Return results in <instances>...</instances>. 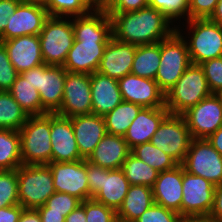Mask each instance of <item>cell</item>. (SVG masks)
<instances>
[{"mask_svg":"<svg viewBox=\"0 0 222 222\" xmlns=\"http://www.w3.org/2000/svg\"><path fill=\"white\" fill-rule=\"evenodd\" d=\"M131 153L157 170L159 173L173 169L178 165V163L171 156L163 152L161 149L155 147L150 142L136 145L131 149Z\"/></svg>","mask_w":222,"mask_h":222,"instance_id":"34","label":"cell"},{"mask_svg":"<svg viewBox=\"0 0 222 222\" xmlns=\"http://www.w3.org/2000/svg\"><path fill=\"white\" fill-rule=\"evenodd\" d=\"M81 200L67 193L55 192L45 202V206L49 208V212L71 213L80 204Z\"/></svg>","mask_w":222,"mask_h":222,"instance_id":"40","label":"cell"},{"mask_svg":"<svg viewBox=\"0 0 222 222\" xmlns=\"http://www.w3.org/2000/svg\"><path fill=\"white\" fill-rule=\"evenodd\" d=\"M212 95L203 68L192 64L165 94V107L170 114L182 115L190 107Z\"/></svg>","mask_w":222,"mask_h":222,"instance_id":"5","label":"cell"},{"mask_svg":"<svg viewBox=\"0 0 222 222\" xmlns=\"http://www.w3.org/2000/svg\"><path fill=\"white\" fill-rule=\"evenodd\" d=\"M212 94L222 91V57L207 60L200 64Z\"/></svg>","mask_w":222,"mask_h":222,"instance_id":"41","label":"cell"},{"mask_svg":"<svg viewBox=\"0 0 222 222\" xmlns=\"http://www.w3.org/2000/svg\"><path fill=\"white\" fill-rule=\"evenodd\" d=\"M21 165L19 131L0 129V170H15Z\"/></svg>","mask_w":222,"mask_h":222,"instance_id":"31","label":"cell"},{"mask_svg":"<svg viewBox=\"0 0 222 222\" xmlns=\"http://www.w3.org/2000/svg\"><path fill=\"white\" fill-rule=\"evenodd\" d=\"M107 14L112 20L113 37L136 46L159 43L176 30L170 20L149 5L134 12Z\"/></svg>","mask_w":222,"mask_h":222,"instance_id":"2","label":"cell"},{"mask_svg":"<svg viewBox=\"0 0 222 222\" xmlns=\"http://www.w3.org/2000/svg\"><path fill=\"white\" fill-rule=\"evenodd\" d=\"M50 138L52 162H74L83 159L79 153L69 117L51 113Z\"/></svg>","mask_w":222,"mask_h":222,"instance_id":"19","label":"cell"},{"mask_svg":"<svg viewBox=\"0 0 222 222\" xmlns=\"http://www.w3.org/2000/svg\"><path fill=\"white\" fill-rule=\"evenodd\" d=\"M153 203L152 187L130 185L124 201L117 211L118 222L136 221Z\"/></svg>","mask_w":222,"mask_h":222,"instance_id":"27","label":"cell"},{"mask_svg":"<svg viewBox=\"0 0 222 222\" xmlns=\"http://www.w3.org/2000/svg\"><path fill=\"white\" fill-rule=\"evenodd\" d=\"M49 17L43 5L21 2L14 14L9 16L0 42L24 35H39Z\"/></svg>","mask_w":222,"mask_h":222,"instance_id":"17","label":"cell"},{"mask_svg":"<svg viewBox=\"0 0 222 222\" xmlns=\"http://www.w3.org/2000/svg\"><path fill=\"white\" fill-rule=\"evenodd\" d=\"M2 43L7 49L10 62L19 74L44 64L39 35H24Z\"/></svg>","mask_w":222,"mask_h":222,"instance_id":"22","label":"cell"},{"mask_svg":"<svg viewBox=\"0 0 222 222\" xmlns=\"http://www.w3.org/2000/svg\"><path fill=\"white\" fill-rule=\"evenodd\" d=\"M20 75L39 91L42 115L59 111L66 80V70L63 66L42 64L23 71Z\"/></svg>","mask_w":222,"mask_h":222,"instance_id":"10","label":"cell"},{"mask_svg":"<svg viewBox=\"0 0 222 222\" xmlns=\"http://www.w3.org/2000/svg\"><path fill=\"white\" fill-rule=\"evenodd\" d=\"M23 209L20 204L0 208V222H18Z\"/></svg>","mask_w":222,"mask_h":222,"instance_id":"47","label":"cell"},{"mask_svg":"<svg viewBox=\"0 0 222 222\" xmlns=\"http://www.w3.org/2000/svg\"><path fill=\"white\" fill-rule=\"evenodd\" d=\"M20 1L23 3H35L44 6L47 0H20Z\"/></svg>","mask_w":222,"mask_h":222,"instance_id":"55","label":"cell"},{"mask_svg":"<svg viewBox=\"0 0 222 222\" xmlns=\"http://www.w3.org/2000/svg\"><path fill=\"white\" fill-rule=\"evenodd\" d=\"M182 181V164H178L173 169L160 172L152 186L154 203L173 210L181 216Z\"/></svg>","mask_w":222,"mask_h":222,"instance_id":"21","label":"cell"},{"mask_svg":"<svg viewBox=\"0 0 222 222\" xmlns=\"http://www.w3.org/2000/svg\"><path fill=\"white\" fill-rule=\"evenodd\" d=\"M134 222H184V219L180 216L179 213L153 203Z\"/></svg>","mask_w":222,"mask_h":222,"instance_id":"39","label":"cell"},{"mask_svg":"<svg viewBox=\"0 0 222 222\" xmlns=\"http://www.w3.org/2000/svg\"><path fill=\"white\" fill-rule=\"evenodd\" d=\"M19 204L24 209H37L55 193L53 177L47 164L24 165L17 168Z\"/></svg>","mask_w":222,"mask_h":222,"instance_id":"7","label":"cell"},{"mask_svg":"<svg viewBox=\"0 0 222 222\" xmlns=\"http://www.w3.org/2000/svg\"><path fill=\"white\" fill-rule=\"evenodd\" d=\"M64 95L57 114L75 117L92 113L91 75L66 71Z\"/></svg>","mask_w":222,"mask_h":222,"instance_id":"15","label":"cell"},{"mask_svg":"<svg viewBox=\"0 0 222 222\" xmlns=\"http://www.w3.org/2000/svg\"><path fill=\"white\" fill-rule=\"evenodd\" d=\"M85 215L87 222H118L114 209L93 198L85 200Z\"/></svg>","mask_w":222,"mask_h":222,"instance_id":"38","label":"cell"},{"mask_svg":"<svg viewBox=\"0 0 222 222\" xmlns=\"http://www.w3.org/2000/svg\"><path fill=\"white\" fill-rule=\"evenodd\" d=\"M185 171L217 186L222 183V155L207 141L193 138L182 163Z\"/></svg>","mask_w":222,"mask_h":222,"instance_id":"13","label":"cell"},{"mask_svg":"<svg viewBox=\"0 0 222 222\" xmlns=\"http://www.w3.org/2000/svg\"><path fill=\"white\" fill-rule=\"evenodd\" d=\"M207 141L222 155V126L210 135Z\"/></svg>","mask_w":222,"mask_h":222,"instance_id":"51","label":"cell"},{"mask_svg":"<svg viewBox=\"0 0 222 222\" xmlns=\"http://www.w3.org/2000/svg\"><path fill=\"white\" fill-rule=\"evenodd\" d=\"M116 0H93L94 9L107 10Z\"/></svg>","mask_w":222,"mask_h":222,"instance_id":"53","label":"cell"},{"mask_svg":"<svg viewBox=\"0 0 222 222\" xmlns=\"http://www.w3.org/2000/svg\"><path fill=\"white\" fill-rule=\"evenodd\" d=\"M74 39L72 18L50 16L39 34L44 64L63 66Z\"/></svg>","mask_w":222,"mask_h":222,"instance_id":"9","label":"cell"},{"mask_svg":"<svg viewBox=\"0 0 222 222\" xmlns=\"http://www.w3.org/2000/svg\"><path fill=\"white\" fill-rule=\"evenodd\" d=\"M136 47L112 37L104 49L97 72L117 80L128 75L131 73Z\"/></svg>","mask_w":222,"mask_h":222,"instance_id":"20","label":"cell"},{"mask_svg":"<svg viewBox=\"0 0 222 222\" xmlns=\"http://www.w3.org/2000/svg\"><path fill=\"white\" fill-rule=\"evenodd\" d=\"M53 185L56 192L67 193L81 201L89 199L86 160L74 162H50Z\"/></svg>","mask_w":222,"mask_h":222,"instance_id":"16","label":"cell"},{"mask_svg":"<svg viewBox=\"0 0 222 222\" xmlns=\"http://www.w3.org/2000/svg\"><path fill=\"white\" fill-rule=\"evenodd\" d=\"M218 95L221 97V99H222V91L220 92V93H218Z\"/></svg>","mask_w":222,"mask_h":222,"instance_id":"56","label":"cell"},{"mask_svg":"<svg viewBox=\"0 0 222 222\" xmlns=\"http://www.w3.org/2000/svg\"><path fill=\"white\" fill-rule=\"evenodd\" d=\"M131 153L124 136L106 134L95 147L87 161L99 167L116 170L121 169L124 161Z\"/></svg>","mask_w":222,"mask_h":222,"instance_id":"24","label":"cell"},{"mask_svg":"<svg viewBox=\"0 0 222 222\" xmlns=\"http://www.w3.org/2000/svg\"><path fill=\"white\" fill-rule=\"evenodd\" d=\"M208 219L222 222V183L215 186L213 207Z\"/></svg>","mask_w":222,"mask_h":222,"instance_id":"46","label":"cell"},{"mask_svg":"<svg viewBox=\"0 0 222 222\" xmlns=\"http://www.w3.org/2000/svg\"><path fill=\"white\" fill-rule=\"evenodd\" d=\"M92 113L105 116L123 99L119 90L118 80L99 72L91 74Z\"/></svg>","mask_w":222,"mask_h":222,"instance_id":"25","label":"cell"},{"mask_svg":"<svg viewBox=\"0 0 222 222\" xmlns=\"http://www.w3.org/2000/svg\"><path fill=\"white\" fill-rule=\"evenodd\" d=\"M50 131L51 113L28 117L19 130L22 164L37 165L52 162Z\"/></svg>","mask_w":222,"mask_h":222,"instance_id":"4","label":"cell"},{"mask_svg":"<svg viewBox=\"0 0 222 222\" xmlns=\"http://www.w3.org/2000/svg\"><path fill=\"white\" fill-rule=\"evenodd\" d=\"M192 139L184 116L169 113L151 137L150 143L182 164Z\"/></svg>","mask_w":222,"mask_h":222,"instance_id":"11","label":"cell"},{"mask_svg":"<svg viewBox=\"0 0 222 222\" xmlns=\"http://www.w3.org/2000/svg\"><path fill=\"white\" fill-rule=\"evenodd\" d=\"M130 185H146L152 187L159 172L147 163L130 153L124 161L122 168Z\"/></svg>","mask_w":222,"mask_h":222,"instance_id":"33","label":"cell"},{"mask_svg":"<svg viewBox=\"0 0 222 222\" xmlns=\"http://www.w3.org/2000/svg\"><path fill=\"white\" fill-rule=\"evenodd\" d=\"M124 101L136 103L145 108L165 107V94L155 80L129 73L118 80Z\"/></svg>","mask_w":222,"mask_h":222,"instance_id":"18","label":"cell"},{"mask_svg":"<svg viewBox=\"0 0 222 222\" xmlns=\"http://www.w3.org/2000/svg\"><path fill=\"white\" fill-rule=\"evenodd\" d=\"M74 42L63 68L67 72L92 74L97 72L104 49L113 37L112 20L106 10H91L72 18Z\"/></svg>","mask_w":222,"mask_h":222,"instance_id":"1","label":"cell"},{"mask_svg":"<svg viewBox=\"0 0 222 222\" xmlns=\"http://www.w3.org/2000/svg\"><path fill=\"white\" fill-rule=\"evenodd\" d=\"M37 211L40 214L41 222H65L67 213L49 212V208L45 205L38 207Z\"/></svg>","mask_w":222,"mask_h":222,"instance_id":"48","label":"cell"},{"mask_svg":"<svg viewBox=\"0 0 222 222\" xmlns=\"http://www.w3.org/2000/svg\"><path fill=\"white\" fill-rule=\"evenodd\" d=\"M184 222H219V221H213L208 218H193V219L184 220Z\"/></svg>","mask_w":222,"mask_h":222,"instance_id":"54","label":"cell"},{"mask_svg":"<svg viewBox=\"0 0 222 222\" xmlns=\"http://www.w3.org/2000/svg\"><path fill=\"white\" fill-rule=\"evenodd\" d=\"M149 6L160 11L176 27L188 20L189 0H149Z\"/></svg>","mask_w":222,"mask_h":222,"instance_id":"36","label":"cell"},{"mask_svg":"<svg viewBox=\"0 0 222 222\" xmlns=\"http://www.w3.org/2000/svg\"><path fill=\"white\" fill-rule=\"evenodd\" d=\"M65 222H87L85 215V201H82L76 209L65 217Z\"/></svg>","mask_w":222,"mask_h":222,"instance_id":"49","label":"cell"},{"mask_svg":"<svg viewBox=\"0 0 222 222\" xmlns=\"http://www.w3.org/2000/svg\"><path fill=\"white\" fill-rule=\"evenodd\" d=\"M28 117L9 91H0V129L19 131Z\"/></svg>","mask_w":222,"mask_h":222,"instance_id":"32","label":"cell"},{"mask_svg":"<svg viewBox=\"0 0 222 222\" xmlns=\"http://www.w3.org/2000/svg\"><path fill=\"white\" fill-rule=\"evenodd\" d=\"M89 199L114 209L121 207L129 189V181L122 169L109 170L86 160Z\"/></svg>","mask_w":222,"mask_h":222,"instance_id":"6","label":"cell"},{"mask_svg":"<svg viewBox=\"0 0 222 222\" xmlns=\"http://www.w3.org/2000/svg\"><path fill=\"white\" fill-rule=\"evenodd\" d=\"M215 185L198 175H192L183 167L181 217L184 220L208 218L214 199Z\"/></svg>","mask_w":222,"mask_h":222,"instance_id":"12","label":"cell"},{"mask_svg":"<svg viewBox=\"0 0 222 222\" xmlns=\"http://www.w3.org/2000/svg\"><path fill=\"white\" fill-rule=\"evenodd\" d=\"M19 73L9 60L7 49L0 42V91H9Z\"/></svg>","mask_w":222,"mask_h":222,"instance_id":"42","label":"cell"},{"mask_svg":"<svg viewBox=\"0 0 222 222\" xmlns=\"http://www.w3.org/2000/svg\"><path fill=\"white\" fill-rule=\"evenodd\" d=\"M218 1L219 0H189L188 20L210 18Z\"/></svg>","mask_w":222,"mask_h":222,"instance_id":"43","label":"cell"},{"mask_svg":"<svg viewBox=\"0 0 222 222\" xmlns=\"http://www.w3.org/2000/svg\"><path fill=\"white\" fill-rule=\"evenodd\" d=\"M143 107L136 103L122 101L104 116L108 134L124 136Z\"/></svg>","mask_w":222,"mask_h":222,"instance_id":"29","label":"cell"},{"mask_svg":"<svg viewBox=\"0 0 222 222\" xmlns=\"http://www.w3.org/2000/svg\"><path fill=\"white\" fill-rule=\"evenodd\" d=\"M149 5V0H116L107 13L134 12Z\"/></svg>","mask_w":222,"mask_h":222,"instance_id":"44","label":"cell"},{"mask_svg":"<svg viewBox=\"0 0 222 222\" xmlns=\"http://www.w3.org/2000/svg\"><path fill=\"white\" fill-rule=\"evenodd\" d=\"M20 3V0H0V35L7 27L9 16L14 14Z\"/></svg>","mask_w":222,"mask_h":222,"instance_id":"45","label":"cell"},{"mask_svg":"<svg viewBox=\"0 0 222 222\" xmlns=\"http://www.w3.org/2000/svg\"><path fill=\"white\" fill-rule=\"evenodd\" d=\"M18 204L17 169L0 170V208Z\"/></svg>","mask_w":222,"mask_h":222,"instance_id":"37","label":"cell"},{"mask_svg":"<svg viewBox=\"0 0 222 222\" xmlns=\"http://www.w3.org/2000/svg\"><path fill=\"white\" fill-rule=\"evenodd\" d=\"M192 138L207 139L222 126V99L212 94L182 114Z\"/></svg>","mask_w":222,"mask_h":222,"instance_id":"14","label":"cell"},{"mask_svg":"<svg viewBox=\"0 0 222 222\" xmlns=\"http://www.w3.org/2000/svg\"><path fill=\"white\" fill-rule=\"evenodd\" d=\"M161 41L136 47L131 73L155 80L161 60Z\"/></svg>","mask_w":222,"mask_h":222,"instance_id":"28","label":"cell"},{"mask_svg":"<svg viewBox=\"0 0 222 222\" xmlns=\"http://www.w3.org/2000/svg\"><path fill=\"white\" fill-rule=\"evenodd\" d=\"M44 7L49 16L73 18L88 14L94 3L93 0H47Z\"/></svg>","mask_w":222,"mask_h":222,"instance_id":"35","label":"cell"},{"mask_svg":"<svg viewBox=\"0 0 222 222\" xmlns=\"http://www.w3.org/2000/svg\"><path fill=\"white\" fill-rule=\"evenodd\" d=\"M209 19L222 26V0L218 1L214 12Z\"/></svg>","mask_w":222,"mask_h":222,"instance_id":"52","label":"cell"},{"mask_svg":"<svg viewBox=\"0 0 222 222\" xmlns=\"http://www.w3.org/2000/svg\"><path fill=\"white\" fill-rule=\"evenodd\" d=\"M168 114L166 107H143L124 135L128 147L132 149L136 145L150 142L151 137Z\"/></svg>","mask_w":222,"mask_h":222,"instance_id":"26","label":"cell"},{"mask_svg":"<svg viewBox=\"0 0 222 222\" xmlns=\"http://www.w3.org/2000/svg\"><path fill=\"white\" fill-rule=\"evenodd\" d=\"M18 222H41L37 209H23Z\"/></svg>","mask_w":222,"mask_h":222,"instance_id":"50","label":"cell"},{"mask_svg":"<svg viewBox=\"0 0 222 222\" xmlns=\"http://www.w3.org/2000/svg\"><path fill=\"white\" fill-rule=\"evenodd\" d=\"M70 119L79 153L84 160H87L107 134L104 117L91 113Z\"/></svg>","mask_w":222,"mask_h":222,"instance_id":"23","label":"cell"},{"mask_svg":"<svg viewBox=\"0 0 222 222\" xmlns=\"http://www.w3.org/2000/svg\"><path fill=\"white\" fill-rule=\"evenodd\" d=\"M160 57L155 81L166 94L191 65L187 43L177 30L161 41Z\"/></svg>","mask_w":222,"mask_h":222,"instance_id":"8","label":"cell"},{"mask_svg":"<svg viewBox=\"0 0 222 222\" xmlns=\"http://www.w3.org/2000/svg\"><path fill=\"white\" fill-rule=\"evenodd\" d=\"M185 39L192 64L222 57V26L206 19H189L176 27Z\"/></svg>","mask_w":222,"mask_h":222,"instance_id":"3","label":"cell"},{"mask_svg":"<svg viewBox=\"0 0 222 222\" xmlns=\"http://www.w3.org/2000/svg\"><path fill=\"white\" fill-rule=\"evenodd\" d=\"M9 93L28 116L42 115V102L39 91L20 74L12 84Z\"/></svg>","mask_w":222,"mask_h":222,"instance_id":"30","label":"cell"}]
</instances>
